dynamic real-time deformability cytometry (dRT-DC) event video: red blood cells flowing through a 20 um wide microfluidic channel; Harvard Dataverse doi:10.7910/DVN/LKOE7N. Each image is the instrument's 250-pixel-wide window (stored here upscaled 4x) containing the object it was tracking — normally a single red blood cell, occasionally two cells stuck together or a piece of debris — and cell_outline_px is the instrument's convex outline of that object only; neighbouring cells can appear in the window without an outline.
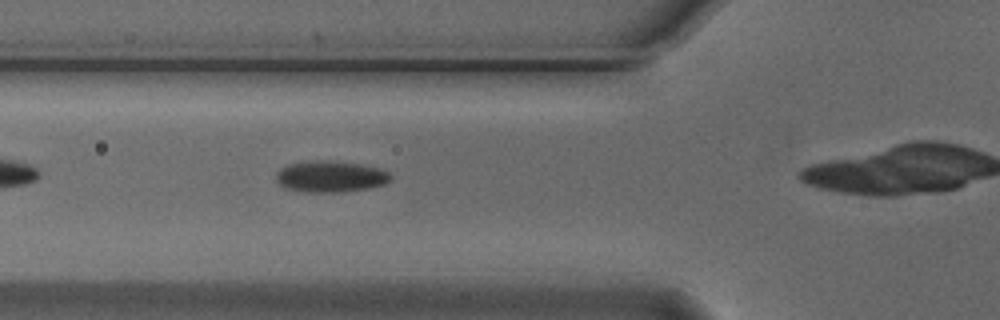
{"species": "Egyptian fruit bat (a non-hibernating species)", "species_latin": "Rousettus aegyptiacus", "temperature_condition": "cold", "stored_images_in_passage": 5, "camera_frame_rate_fps": 3000, "um_per_image_px": 0.085, "animal": {"sex": "male"}, "frame": {"image": 1, "passage_image": 4, "time_ms": 1.0, "image_size_px": [1000, 320], "cell_outline_px": [[392, 180], [384, 184], [368, 188], [340, 192], [308, 192], [284, 188], [276, 180], [276, 172], [280, 168], [288, 164], [328, 160], [360, 164], [380, 168], [388, 172], [392, 176]], "centroid_in_image_um": [28.11, 15.01], "position_along_channel_um": 97.7, "area_um2": 20.81}}